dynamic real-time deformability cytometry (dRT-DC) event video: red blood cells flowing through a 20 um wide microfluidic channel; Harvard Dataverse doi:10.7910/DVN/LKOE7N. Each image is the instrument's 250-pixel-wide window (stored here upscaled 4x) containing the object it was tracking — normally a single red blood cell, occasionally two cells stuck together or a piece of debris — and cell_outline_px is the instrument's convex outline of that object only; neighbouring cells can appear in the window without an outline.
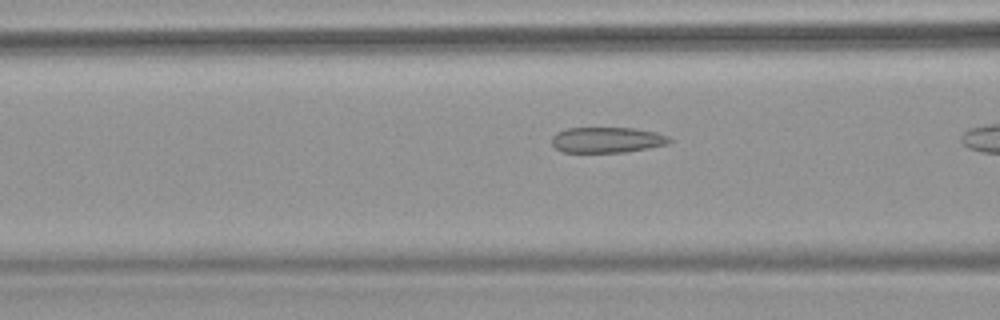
{"species": "common noctule bat (a hibernating species)", "species_latin": "Nyctalus noctula", "temperature_condition": "warm", "stored_images_in_passage": 21, "camera_frame_rate_fps": 3000, "um_per_image_px": 0.085, "animal": {"sex": "female", "body_mass_g": 18.4}, "frame": {"image": 1, "passage_image": 7, "time_ms": 2.0, "image_size_px": [1000, 320], "cell_outline_px": [[672, 140], [668, 144], [628, 152], [564, 152], [556, 148], [552, 144], [552, 136], [556, 132], [568, 128], [636, 128], [656, 132], [668, 136]], "centroid_in_image_um": [51.61, 11.89], "position_along_channel_um": 115.0, "area_um2": 17.63}}